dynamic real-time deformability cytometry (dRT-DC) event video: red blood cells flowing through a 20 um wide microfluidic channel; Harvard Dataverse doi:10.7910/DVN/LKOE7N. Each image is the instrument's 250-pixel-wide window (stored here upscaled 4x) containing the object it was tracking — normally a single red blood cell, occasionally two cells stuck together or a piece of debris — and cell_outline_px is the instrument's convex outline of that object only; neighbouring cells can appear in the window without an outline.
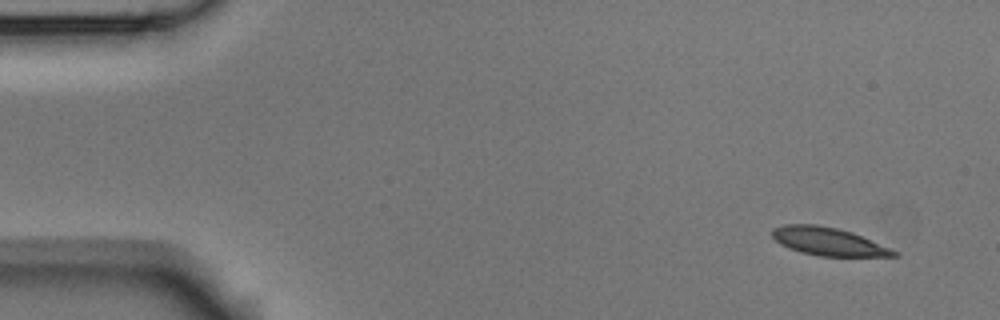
{"species": "Egyptian fruit bat (a non-hibernating species)", "species_latin": "Rousettus aegyptiacus", "temperature_condition": "room temperature", "stored_images_in_passage": 5, "camera_frame_rate_fps": 3000, "um_per_image_px": 0.085, "animal": {"sex": "male"}, "frame": {"image": 1, "passage_image": 1, "time_ms": 0.0, "image_size_px": [1000, 320], "cell_outline_px": [[900, 256], [820, 256], [800, 252], [788, 248], [780, 244], [772, 236], [772, 228], [784, 224], [816, 224], [836, 228], [852, 232], [900, 252]], "centroid_in_image_um": [70.4, 20.52], "position_along_channel_um": 14.6, "area_um2": 19.88}}